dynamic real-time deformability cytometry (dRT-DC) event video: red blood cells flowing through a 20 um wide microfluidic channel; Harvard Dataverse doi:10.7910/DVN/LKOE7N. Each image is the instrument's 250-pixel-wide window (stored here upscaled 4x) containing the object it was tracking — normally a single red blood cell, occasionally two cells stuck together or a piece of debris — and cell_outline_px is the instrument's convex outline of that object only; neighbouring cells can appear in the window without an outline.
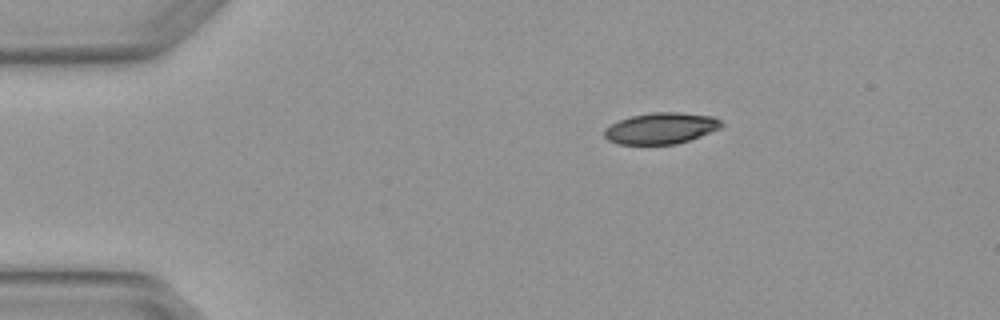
{"species": "Egyptian fruit bat (a non-hibernating species)", "species_latin": "Rousettus aegyptiacus", "temperature_condition": "warm", "stored_images_in_passage": 6, "camera_frame_rate_fps": 3000, "um_per_image_px": 0.085, "animal": {"sex": "female"}, "frame": {"image": 1, "passage_image": 1, "time_ms": 0.0, "image_size_px": [1000, 320], "cell_outline_px": [[724, 124], [720, 128], [700, 136], [676, 144], [620, 144], [608, 140], [604, 136], [604, 128], [620, 120], [632, 116], [652, 112], [680, 112], [712, 116], [720, 120]], "centroid_in_image_um": [56.18, 10.9], "position_along_channel_um": 28.8, "area_um2": 21.15}}
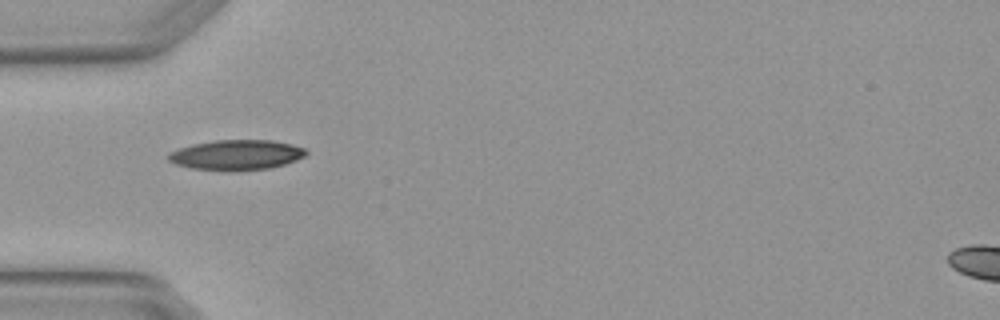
{"frame": {"image": 2, "passage_image": 3, "time_ms": 0.667, "image_size_px": [1000, 320], "cell_outline_px": [[308, 152], [304, 156], [296, 160], [284, 164], [268, 168], [192, 168], [176, 164], [168, 160], [168, 152], [192, 144], [216, 140], [272, 140], [292, 144], [304, 148]], "centroid_in_image_um": [20.11, 13.11], "position_along_channel_um": 64.9, "area_um2": 23.18}}
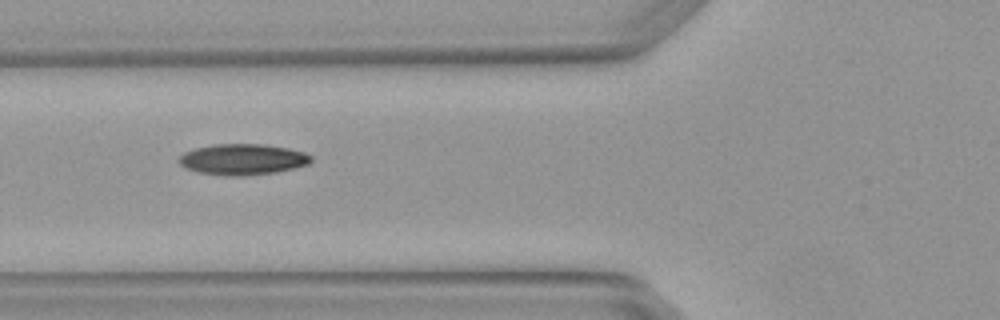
{"frame": {"image": 3, "passage_image": 4, "time_ms": 1.0, "image_size_px": [1000, 320], "cell_outline_px": [[312, 160], [308, 164], [276, 172], [244, 176], [224, 176], [196, 172], [184, 168], [176, 160], [184, 152], [196, 148], [212, 144], [264, 144], [288, 148], [304, 152], [312, 156]], "centroid_in_image_um": [20.58, 13.55], "position_along_channel_um": 105.2, "area_um2": 24.04}}